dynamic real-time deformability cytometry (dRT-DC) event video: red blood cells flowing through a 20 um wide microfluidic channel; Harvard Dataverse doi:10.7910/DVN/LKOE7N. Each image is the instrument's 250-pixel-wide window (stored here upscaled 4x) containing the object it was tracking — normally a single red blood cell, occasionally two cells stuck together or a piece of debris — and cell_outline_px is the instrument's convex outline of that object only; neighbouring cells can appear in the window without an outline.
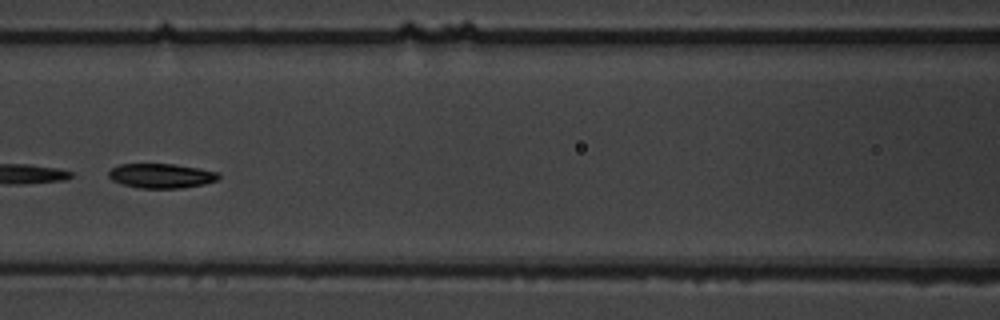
{"species": "common noctule bat (a hibernating species)", "species_latin": "Nyctalus noctula", "temperature_condition": "warm", "stored_images_in_passage": 8, "camera_frame_rate_fps": 3000, "um_per_image_px": 0.085, "animal": {"sex": "male", "body_mass_g": 19.5, "forearm_length_mm": 54.6}, "frame": {"image": 1, "passage_image": 8, "time_ms": 8.333, "image_size_px": [1000, 320], "cell_outline_px": [[220, 176], [216, 180], [204, 184], [180, 188], [140, 188], [124, 184], [112, 180], [108, 176], [108, 172], [112, 168], [120, 164], [172, 164], [200, 168], [220, 172]], "centroid_in_image_um": [13.73, 14.93], "position_along_channel_um": 152.9, "area_um2": 15.66}}